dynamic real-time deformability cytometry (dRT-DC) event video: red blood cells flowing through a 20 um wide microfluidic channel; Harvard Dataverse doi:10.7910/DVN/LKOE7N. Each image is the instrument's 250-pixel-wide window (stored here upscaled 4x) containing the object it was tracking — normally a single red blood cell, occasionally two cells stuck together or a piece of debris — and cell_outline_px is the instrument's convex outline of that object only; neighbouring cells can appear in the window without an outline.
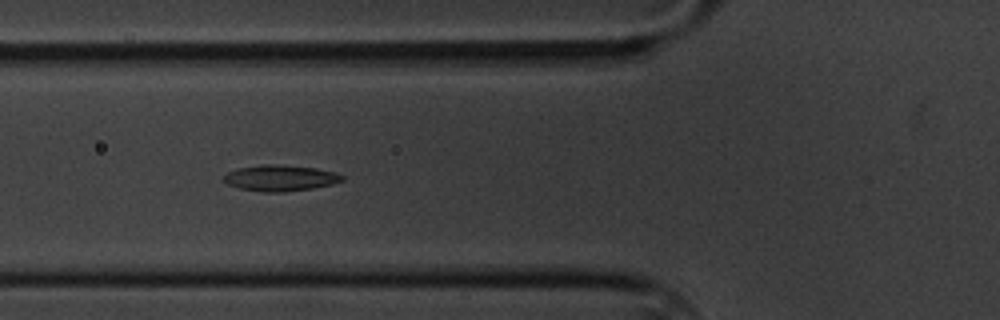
{"species": "common noctule bat (a hibernating species)", "species_latin": "Nyctalus noctula", "temperature_condition": "cold", "stored_images_in_passage": 7, "camera_frame_rate_fps": 3000, "um_per_image_px": 0.085, "animal": {"sex": "male", "body_mass_g": 20.1, "forearm_length_mm": 53.5}, "frame": {"image": 1, "passage_image": 6, "time_ms": 5.667, "image_size_px": [1000, 320], "cell_outline_px": [[344, 180], [332, 184], [312, 188], [280, 192], [260, 192], [240, 188], [228, 184], [224, 180], [224, 176], [228, 172], [236, 168], [260, 164], [272, 164], [316, 168], [336, 172], [344, 176]], "centroid_in_image_um": [23.82, 15.12], "position_along_channel_um": 102.0, "area_um2": 17.92}}
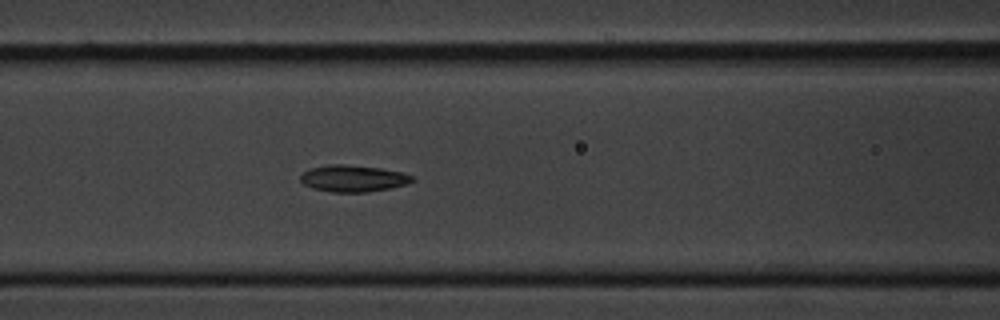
{"frame": {"image": 2, "passage_image": 7, "time_ms": 6.667, "image_size_px": [1000, 320], "cell_outline_px": [[416, 180], [408, 184], [368, 192], [332, 192], [312, 188], [304, 184], [300, 180], [300, 176], [304, 172], [312, 168], [328, 164], [344, 164], [380, 168], [400, 172], [416, 176]], "centroid_in_image_um": [30.05, 15.17], "position_along_channel_um": 136.6, "area_um2": 17.4}}